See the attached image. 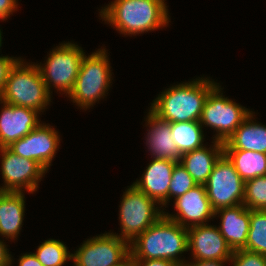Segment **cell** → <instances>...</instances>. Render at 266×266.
Segmentation results:
<instances>
[{
  "label": "cell",
  "instance_id": "5bb4252c",
  "mask_svg": "<svg viewBox=\"0 0 266 266\" xmlns=\"http://www.w3.org/2000/svg\"><path fill=\"white\" fill-rule=\"evenodd\" d=\"M173 200L176 215L165 211L164 215L183 227L207 224L208 220L215 218L205 185H196Z\"/></svg>",
  "mask_w": 266,
  "mask_h": 266
},
{
  "label": "cell",
  "instance_id": "9c48e42d",
  "mask_svg": "<svg viewBox=\"0 0 266 266\" xmlns=\"http://www.w3.org/2000/svg\"><path fill=\"white\" fill-rule=\"evenodd\" d=\"M72 259L74 266H130V243L106 232L84 241Z\"/></svg>",
  "mask_w": 266,
  "mask_h": 266
},
{
  "label": "cell",
  "instance_id": "e0dca14e",
  "mask_svg": "<svg viewBox=\"0 0 266 266\" xmlns=\"http://www.w3.org/2000/svg\"><path fill=\"white\" fill-rule=\"evenodd\" d=\"M217 215L221 218L219 231L228 246L232 251L244 249L250 227V209L239 204L214 211V217Z\"/></svg>",
  "mask_w": 266,
  "mask_h": 266
},
{
  "label": "cell",
  "instance_id": "cb8c5ba5",
  "mask_svg": "<svg viewBox=\"0 0 266 266\" xmlns=\"http://www.w3.org/2000/svg\"><path fill=\"white\" fill-rule=\"evenodd\" d=\"M244 250L266 256V210H250V227Z\"/></svg>",
  "mask_w": 266,
  "mask_h": 266
},
{
  "label": "cell",
  "instance_id": "ba28073f",
  "mask_svg": "<svg viewBox=\"0 0 266 266\" xmlns=\"http://www.w3.org/2000/svg\"><path fill=\"white\" fill-rule=\"evenodd\" d=\"M84 55V50L77 43L63 42L50 51L44 66L37 64L50 93L53 86L59 93L61 91L66 96L69 95L74 88Z\"/></svg>",
  "mask_w": 266,
  "mask_h": 266
},
{
  "label": "cell",
  "instance_id": "f546056e",
  "mask_svg": "<svg viewBox=\"0 0 266 266\" xmlns=\"http://www.w3.org/2000/svg\"><path fill=\"white\" fill-rule=\"evenodd\" d=\"M18 0H0V19L7 20L15 10L17 11Z\"/></svg>",
  "mask_w": 266,
  "mask_h": 266
},
{
  "label": "cell",
  "instance_id": "4316f807",
  "mask_svg": "<svg viewBox=\"0 0 266 266\" xmlns=\"http://www.w3.org/2000/svg\"><path fill=\"white\" fill-rule=\"evenodd\" d=\"M197 183L187 170L179 163H176L172 172L169 185V202L172 198H178L188 190L194 188Z\"/></svg>",
  "mask_w": 266,
  "mask_h": 266
},
{
  "label": "cell",
  "instance_id": "3957f363",
  "mask_svg": "<svg viewBox=\"0 0 266 266\" xmlns=\"http://www.w3.org/2000/svg\"><path fill=\"white\" fill-rule=\"evenodd\" d=\"M208 78L170 86L153 100L150 110L169 123L199 121L207 95L218 84Z\"/></svg>",
  "mask_w": 266,
  "mask_h": 266
},
{
  "label": "cell",
  "instance_id": "7a4b0ae2",
  "mask_svg": "<svg viewBox=\"0 0 266 266\" xmlns=\"http://www.w3.org/2000/svg\"><path fill=\"white\" fill-rule=\"evenodd\" d=\"M184 252H188L187 228L165 215L130 243V260L166 259L183 266L187 261L179 256Z\"/></svg>",
  "mask_w": 266,
  "mask_h": 266
},
{
  "label": "cell",
  "instance_id": "83f0119b",
  "mask_svg": "<svg viewBox=\"0 0 266 266\" xmlns=\"http://www.w3.org/2000/svg\"><path fill=\"white\" fill-rule=\"evenodd\" d=\"M230 261L233 266H266V256L244 249L233 251Z\"/></svg>",
  "mask_w": 266,
  "mask_h": 266
},
{
  "label": "cell",
  "instance_id": "f1b7e54d",
  "mask_svg": "<svg viewBox=\"0 0 266 266\" xmlns=\"http://www.w3.org/2000/svg\"><path fill=\"white\" fill-rule=\"evenodd\" d=\"M18 60L17 57L0 56V95L4 90L10 70Z\"/></svg>",
  "mask_w": 266,
  "mask_h": 266
},
{
  "label": "cell",
  "instance_id": "d4e9b609",
  "mask_svg": "<svg viewBox=\"0 0 266 266\" xmlns=\"http://www.w3.org/2000/svg\"><path fill=\"white\" fill-rule=\"evenodd\" d=\"M43 266H62L72 260V253L60 240L48 239L42 242L34 253Z\"/></svg>",
  "mask_w": 266,
  "mask_h": 266
},
{
  "label": "cell",
  "instance_id": "1f68e13d",
  "mask_svg": "<svg viewBox=\"0 0 266 266\" xmlns=\"http://www.w3.org/2000/svg\"><path fill=\"white\" fill-rule=\"evenodd\" d=\"M6 246L4 240H0V266H12L13 263L12 255Z\"/></svg>",
  "mask_w": 266,
  "mask_h": 266
},
{
  "label": "cell",
  "instance_id": "4dcf8cb0",
  "mask_svg": "<svg viewBox=\"0 0 266 266\" xmlns=\"http://www.w3.org/2000/svg\"><path fill=\"white\" fill-rule=\"evenodd\" d=\"M130 266H179L166 259L130 260Z\"/></svg>",
  "mask_w": 266,
  "mask_h": 266
},
{
  "label": "cell",
  "instance_id": "484cf974",
  "mask_svg": "<svg viewBox=\"0 0 266 266\" xmlns=\"http://www.w3.org/2000/svg\"><path fill=\"white\" fill-rule=\"evenodd\" d=\"M243 204L250 210H266V175L245 181Z\"/></svg>",
  "mask_w": 266,
  "mask_h": 266
},
{
  "label": "cell",
  "instance_id": "9a60e30c",
  "mask_svg": "<svg viewBox=\"0 0 266 266\" xmlns=\"http://www.w3.org/2000/svg\"><path fill=\"white\" fill-rule=\"evenodd\" d=\"M0 104H3L0 112V148L10 146L40 124L39 112L3 101Z\"/></svg>",
  "mask_w": 266,
  "mask_h": 266
},
{
  "label": "cell",
  "instance_id": "ffe728a7",
  "mask_svg": "<svg viewBox=\"0 0 266 266\" xmlns=\"http://www.w3.org/2000/svg\"><path fill=\"white\" fill-rule=\"evenodd\" d=\"M253 114L251 112L223 143V150H248L266 154V125L254 122Z\"/></svg>",
  "mask_w": 266,
  "mask_h": 266
},
{
  "label": "cell",
  "instance_id": "836d02e7",
  "mask_svg": "<svg viewBox=\"0 0 266 266\" xmlns=\"http://www.w3.org/2000/svg\"><path fill=\"white\" fill-rule=\"evenodd\" d=\"M226 261L223 260H194L193 262H186L183 266H223Z\"/></svg>",
  "mask_w": 266,
  "mask_h": 266
},
{
  "label": "cell",
  "instance_id": "4fadbf2b",
  "mask_svg": "<svg viewBox=\"0 0 266 266\" xmlns=\"http://www.w3.org/2000/svg\"><path fill=\"white\" fill-rule=\"evenodd\" d=\"M188 251L194 260L229 261L233 251L215 225L202 224L187 228Z\"/></svg>",
  "mask_w": 266,
  "mask_h": 266
},
{
  "label": "cell",
  "instance_id": "6da1fadb",
  "mask_svg": "<svg viewBox=\"0 0 266 266\" xmlns=\"http://www.w3.org/2000/svg\"><path fill=\"white\" fill-rule=\"evenodd\" d=\"M165 0H114L102 7L101 19L125 35L142 34L170 22Z\"/></svg>",
  "mask_w": 266,
  "mask_h": 266
},
{
  "label": "cell",
  "instance_id": "e575fe53",
  "mask_svg": "<svg viewBox=\"0 0 266 266\" xmlns=\"http://www.w3.org/2000/svg\"><path fill=\"white\" fill-rule=\"evenodd\" d=\"M2 31H1V29H0V47L2 46Z\"/></svg>",
  "mask_w": 266,
  "mask_h": 266
},
{
  "label": "cell",
  "instance_id": "d6986e66",
  "mask_svg": "<svg viewBox=\"0 0 266 266\" xmlns=\"http://www.w3.org/2000/svg\"><path fill=\"white\" fill-rule=\"evenodd\" d=\"M212 143L209 148L203 146L180 157V164L193 177L197 185L207 183L216 162L224 154L223 142L213 140Z\"/></svg>",
  "mask_w": 266,
  "mask_h": 266
},
{
  "label": "cell",
  "instance_id": "44dd1931",
  "mask_svg": "<svg viewBox=\"0 0 266 266\" xmlns=\"http://www.w3.org/2000/svg\"><path fill=\"white\" fill-rule=\"evenodd\" d=\"M23 192L0 191V235L12 241L23 226L25 197Z\"/></svg>",
  "mask_w": 266,
  "mask_h": 266
},
{
  "label": "cell",
  "instance_id": "7402d4cb",
  "mask_svg": "<svg viewBox=\"0 0 266 266\" xmlns=\"http://www.w3.org/2000/svg\"><path fill=\"white\" fill-rule=\"evenodd\" d=\"M224 154L233 163L243 181L266 175L265 153L248 150H224Z\"/></svg>",
  "mask_w": 266,
  "mask_h": 266
},
{
  "label": "cell",
  "instance_id": "277c9868",
  "mask_svg": "<svg viewBox=\"0 0 266 266\" xmlns=\"http://www.w3.org/2000/svg\"><path fill=\"white\" fill-rule=\"evenodd\" d=\"M51 95L37 63L27 64L19 58L10 70L0 101L41 113L52 102Z\"/></svg>",
  "mask_w": 266,
  "mask_h": 266
},
{
  "label": "cell",
  "instance_id": "5b68a950",
  "mask_svg": "<svg viewBox=\"0 0 266 266\" xmlns=\"http://www.w3.org/2000/svg\"><path fill=\"white\" fill-rule=\"evenodd\" d=\"M105 48H100L81 60L73 90L68 97L81 109H88L108 94L112 83L110 61Z\"/></svg>",
  "mask_w": 266,
  "mask_h": 266
},
{
  "label": "cell",
  "instance_id": "30bf717a",
  "mask_svg": "<svg viewBox=\"0 0 266 266\" xmlns=\"http://www.w3.org/2000/svg\"><path fill=\"white\" fill-rule=\"evenodd\" d=\"M205 187L214 211L243 204L245 181L225 154L216 162Z\"/></svg>",
  "mask_w": 266,
  "mask_h": 266
},
{
  "label": "cell",
  "instance_id": "ac0fdd59",
  "mask_svg": "<svg viewBox=\"0 0 266 266\" xmlns=\"http://www.w3.org/2000/svg\"><path fill=\"white\" fill-rule=\"evenodd\" d=\"M147 130L146 145L151 158L167 159L176 163L180 162L181 154L171 138V125L166 120L159 118L150 109L146 117Z\"/></svg>",
  "mask_w": 266,
  "mask_h": 266
},
{
  "label": "cell",
  "instance_id": "603a6c76",
  "mask_svg": "<svg viewBox=\"0 0 266 266\" xmlns=\"http://www.w3.org/2000/svg\"><path fill=\"white\" fill-rule=\"evenodd\" d=\"M171 138L181 155L204 146L203 127L199 121L171 122Z\"/></svg>",
  "mask_w": 266,
  "mask_h": 266
},
{
  "label": "cell",
  "instance_id": "2e32d148",
  "mask_svg": "<svg viewBox=\"0 0 266 266\" xmlns=\"http://www.w3.org/2000/svg\"><path fill=\"white\" fill-rule=\"evenodd\" d=\"M176 162L153 158L142 177L133 185L141 192L154 199L161 207L169 202V185Z\"/></svg>",
  "mask_w": 266,
  "mask_h": 266
},
{
  "label": "cell",
  "instance_id": "52a82bcc",
  "mask_svg": "<svg viewBox=\"0 0 266 266\" xmlns=\"http://www.w3.org/2000/svg\"><path fill=\"white\" fill-rule=\"evenodd\" d=\"M219 85L207 95L199 122L217 132L213 140L224 143L252 111L223 96Z\"/></svg>",
  "mask_w": 266,
  "mask_h": 266
},
{
  "label": "cell",
  "instance_id": "7c38bea8",
  "mask_svg": "<svg viewBox=\"0 0 266 266\" xmlns=\"http://www.w3.org/2000/svg\"><path fill=\"white\" fill-rule=\"evenodd\" d=\"M60 135L52 126L40 123L23 138L13 142L8 148L18 156L36 161L48 172L60 145Z\"/></svg>",
  "mask_w": 266,
  "mask_h": 266
},
{
  "label": "cell",
  "instance_id": "d6a6232c",
  "mask_svg": "<svg viewBox=\"0 0 266 266\" xmlns=\"http://www.w3.org/2000/svg\"><path fill=\"white\" fill-rule=\"evenodd\" d=\"M18 266H43L34 253H25L19 257Z\"/></svg>",
  "mask_w": 266,
  "mask_h": 266
},
{
  "label": "cell",
  "instance_id": "8992f818",
  "mask_svg": "<svg viewBox=\"0 0 266 266\" xmlns=\"http://www.w3.org/2000/svg\"><path fill=\"white\" fill-rule=\"evenodd\" d=\"M122 196L119 206L121 234L116 235L131 243L164 215V209L161 210L162 207H158L154 199L139 191L133 184Z\"/></svg>",
  "mask_w": 266,
  "mask_h": 266
},
{
  "label": "cell",
  "instance_id": "8fae6325",
  "mask_svg": "<svg viewBox=\"0 0 266 266\" xmlns=\"http://www.w3.org/2000/svg\"><path fill=\"white\" fill-rule=\"evenodd\" d=\"M1 174L4 185L1 192H23L33 194L38 183L47 172L34 160L13 153L8 147L0 148ZM24 188V190H23Z\"/></svg>",
  "mask_w": 266,
  "mask_h": 266
}]
</instances>
